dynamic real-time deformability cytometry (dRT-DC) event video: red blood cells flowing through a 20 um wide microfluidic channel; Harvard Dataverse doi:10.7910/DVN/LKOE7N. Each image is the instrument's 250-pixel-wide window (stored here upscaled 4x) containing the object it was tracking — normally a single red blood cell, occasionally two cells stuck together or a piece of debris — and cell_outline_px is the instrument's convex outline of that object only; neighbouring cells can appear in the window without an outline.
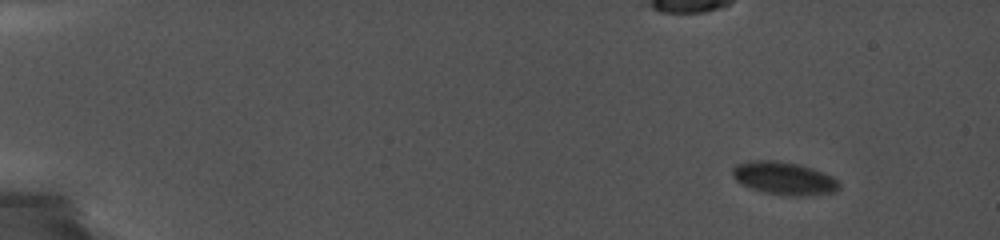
{"species": "common noctule bat (a hibernating species)", "species_latin": "Nyctalus noctula", "temperature_condition": "cold", "stored_images_in_passage": 12, "camera_frame_rate_fps": 5000, "um_per_image_px": 0.085, "animal": {"sex": "female", "body_mass_g": 19.0, "forearm_length_mm": 56.7}, "frame": {"image": 1, "passage_image": 1, "time_ms": 0.0, "image_size_px": [1000, 240], "cell_outline_px": [[840, 188], [836, 192], [804, 196], [792, 196], [764, 192], [740, 184], [732, 176], [732, 168], [736, 164], [748, 160], [776, 160], [800, 164], [812, 168], [832, 176], [840, 184]], "centroid_in_image_um": [66.63, 15.14], "position_along_channel_um": 18.4, "area_um2": 20.63}}
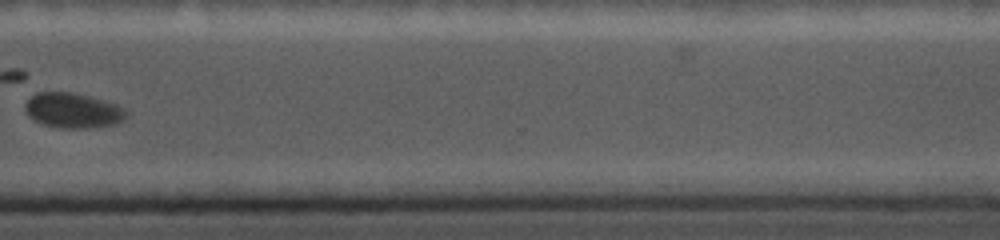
{"frame": {"image": 2, "passage_image": 12, "time_ms": 13.4, "image_size_px": [1000, 240], "cell_outline_px": [[128, 112], [124, 120], [116, 124], [92, 128], [60, 128], [44, 124], [28, 116], [24, 108], [24, 104], [36, 92], [72, 92], [88, 96], [116, 104], [124, 108]], "centroid_in_image_um": [6.21, 9.39], "position_along_channel_um": 364.4, "area_um2": 20.69}}